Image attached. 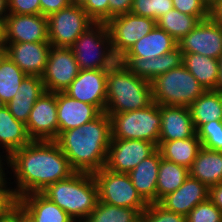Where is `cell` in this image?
Listing matches in <instances>:
<instances>
[{
    "label": "cell",
    "mask_w": 222,
    "mask_h": 222,
    "mask_svg": "<svg viewBox=\"0 0 222 222\" xmlns=\"http://www.w3.org/2000/svg\"><path fill=\"white\" fill-rule=\"evenodd\" d=\"M9 168L13 173L15 199L42 192L48 185L64 180L76 171L55 140H32L10 154Z\"/></svg>",
    "instance_id": "cell-1"
},
{
    "label": "cell",
    "mask_w": 222,
    "mask_h": 222,
    "mask_svg": "<svg viewBox=\"0 0 222 222\" xmlns=\"http://www.w3.org/2000/svg\"><path fill=\"white\" fill-rule=\"evenodd\" d=\"M55 141L76 172L94 173L106 164L111 142L110 116L102 112L91 122L63 131Z\"/></svg>",
    "instance_id": "cell-2"
},
{
    "label": "cell",
    "mask_w": 222,
    "mask_h": 222,
    "mask_svg": "<svg viewBox=\"0 0 222 222\" xmlns=\"http://www.w3.org/2000/svg\"><path fill=\"white\" fill-rule=\"evenodd\" d=\"M75 222H83L98 202V187L92 173L75 172L69 178L48 185L42 192Z\"/></svg>",
    "instance_id": "cell-3"
},
{
    "label": "cell",
    "mask_w": 222,
    "mask_h": 222,
    "mask_svg": "<svg viewBox=\"0 0 222 222\" xmlns=\"http://www.w3.org/2000/svg\"><path fill=\"white\" fill-rule=\"evenodd\" d=\"M153 102L151 82L130 72L119 60L108 69L105 113H123Z\"/></svg>",
    "instance_id": "cell-4"
},
{
    "label": "cell",
    "mask_w": 222,
    "mask_h": 222,
    "mask_svg": "<svg viewBox=\"0 0 222 222\" xmlns=\"http://www.w3.org/2000/svg\"><path fill=\"white\" fill-rule=\"evenodd\" d=\"M151 86L152 99L158 105L189 107L206 91L183 64L157 76Z\"/></svg>",
    "instance_id": "cell-5"
},
{
    "label": "cell",
    "mask_w": 222,
    "mask_h": 222,
    "mask_svg": "<svg viewBox=\"0 0 222 222\" xmlns=\"http://www.w3.org/2000/svg\"><path fill=\"white\" fill-rule=\"evenodd\" d=\"M107 114L111 121V139L149 141L158 147L161 115L160 105L154 101L142 109Z\"/></svg>",
    "instance_id": "cell-6"
},
{
    "label": "cell",
    "mask_w": 222,
    "mask_h": 222,
    "mask_svg": "<svg viewBox=\"0 0 222 222\" xmlns=\"http://www.w3.org/2000/svg\"><path fill=\"white\" fill-rule=\"evenodd\" d=\"M80 70L109 69L118 59L112 51L107 24L94 22L70 47Z\"/></svg>",
    "instance_id": "cell-7"
},
{
    "label": "cell",
    "mask_w": 222,
    "mask_h": 222,
    "mask_svg": "<svg viewBox=\"0 0 222 222\" xmlns=\"http://www.w3.org/2000/svg\"><path fill=\"white\" fill-rule=\"evenodd\" d=\"M92 174L98 187V201L137 209L140 213L148 207V203L132 184L128 173H116L103 167Z\"/></svg>",
    "instance_id": "cell-8"
},
{
    "label": "cell",
    "mask_w": 222,
    "mask_h": 222,
    "mask_svg": "<svg viewBox=\"0 0 222 222\" xmlns=\"http://www.w3.org/2000/svg\"><path fill=\"white\" fill-rule=\"evenodd\" d=\"M47 18L48 40L54 47L70 48L76 39L94 23L81 6L73 4Z\"/></svg>",
    "instance_id": "cell-9"
},
{
    "label": "cell",
    "mask_w": 222,
    "mask_h": 222,
    "mask_svg": "<svg viewBox=\"0 0 222 222\" xmlns=\"http://www.w3.org/2000/svg\"><path fill=\"white\" fill-rule=\"evenodd\" d=\"M112 51L120 60L133 45L149 34L156 26V20L135 15L131 12L111 18L107 23Z\"/></svg>",
    "instance_id": "cell-10"
},
{
    "label": "cell",
    "mask_w": 222,
    "mask_h": 222,
    "mask_svg": "<svg viewBox=\"0 0 222 222\" xmlns=\"http://www.w3.org/2000/svg\"><path fill=\"white\" fill-rule=\"evenodd\" d=\"M156 150L157 146L149 141L111 139L105 168L116 173H129Z\"/></svg>",
    "instance_id": "cell-11"
},
{
    "label": "cell",
    "mask_w": 222,
    "mask_h": 222,
    "mask_svg": "<svg viewBox=\"0 0 222 222\" xmlns=\"http://www.w3.org/2000/svg\"><path fill=\"white\" fill-rule=\"evenodd\" d=\"M79 71V65L71 48L52 46L42 76L46 91L64 92Z\"/></svg>",
    "instance_id": "cell-12"
},
{
    "label": "cell",
    "mask_w": 222,
    "mask_h": 222,
    "mask_svg": "<svg viewBox=\"0 0 222 222\" xmlns=\"http://www.w3.org/2000/svg\"><path fill=\"white\" fill-rule=\"evenodd\" d=\"M178 48L183 54L195 53L218 59L222 54V24L210 17L201 20L179 40Z\"/></svg>",
    "instance_id": "cell-13"
},
{
    "label": "cell",
    "mask_w": 222,
    "mask_h": 222,
    "mask_svg": "<svg viewBox=\"0 0 222 222\" xmlns=\"http://www.w3.org/2000/svg\"><path fill=\"white\" fill-rule=\"evenodd\" d=\"M32 140L58 138L57 93L46 91L34 103L26 123Z\"/></svg>",
    "instance_id": "cell-14"
},
{
    "label": "cell",
    "mask_w": 222,
    "mask_h": 222,
    "mask_svg": "<svg viewBox=\"0 0 222 222\" xmlns=\"http://www.w3.org/2000/svg\"><path fill=\"white\" fill-rule=\"evenodd\" d=\"M107 72L108 69L80 70L64 93L94 105L102 113L106 109Z\"/></svg>",
    "instance_id": "cell-15"
},
{
    "label": "cell",
    "mask_w": 222,
    "mask_h": 222,
    "mask_svg": "<svg viewBox=\"0 0 222 222\" xmlns=\"http://www.w3.org/2000/svg\"><path fill=\"white\" fill-rule=\"evenodd\" d=\"M48 18L44 15L8 14L5 43L49 42Z\"/></svg>",
    "instance_id": "cell-16"
},
{
    "label": "cell",
    "mask_w": 222,
    "mask_h": 222,
    "mask_svg": "<svg viewBox=\"0 0 222 222\" xmlns=\"http://www.w3.org/2000/svg\"><path fill=\"white\" fill-rule=\"evenodd\" d=\"M52 45L49 42L5 43V54L29 76L42 77Z\"/></svg>",
    "instance_id": "cell-17"
},
{
    "label": "cell",
    "mask_w": 222,
    "mask_h": 222,
    "mask_svg": "<svg viewBox=\"0 0 222 222\" xmlns=\"http://www.w3.org/2000/svg\"><path fill=\"white\" fill-rule=\"evenodd\" d=\"M209 199V187L190 175L175 191L157 203L164 209L186 216L197 204Z\"/></svg>",
    "instance_id": "cell-18"
},
{
    "label": "cell",
    "mask_w": 222,
    "mask_h": 222,
    "mask_svg": "<svg viewBox=\"0 0 222 222\" xmlns=\"http://www.w3.org/2000/svg\"><path fill=\"white\" fill-rule=\"evenodd\" d=\"M101 112L94 106L57 92L58 136L97 118Z\"/></svg>",
    "instance_id": "cell-19"
},
{
    "label": "cell",
    "mask_w": 222,
    "mask_h": 222,
    "mask_svg": "<svg viewBox=\"0 0 222 222\" xmlns=\"http://www.w3.org/2000/svg\"><path fill=\"white\" fill-rule=\"evenodd\" d=\"M159 141L188 139L196 134L189 107L160 105Z\"/></svg>",
    "instance_id": "cell-20"
},
{
    "label": "cell",
    "mask_w": 222,
    "mask_h": 222,
    "mask_svg": "<svg viewBox=\"0 0 222 222\" xmlns=\"http://www.w3.org/2000/svg\"><path fill=\"white\" fill-rule=\"evenodd\" d=\"M130 72L152 82L157 76L183 64V53L177 47L173 51L151 59L121 58L119 60Z\"/></svg>",
    "instance_id": "cell-21"
},
{
    "label": "cell",
    "mask_w": 222,
    "mask_h": 222,
    "mask_svg": "<svg viewBox=\"0 0 222 222\" xmlns=\"http://www.w3.org/2000/svg\"><path fill=\"white\" fill-rule=\"evenodd\" d=\"M161 158V153L157 149L128 173L132 184L148 204L157 202V180Z\"/></svg>",
    "instance_id": "cell-22"
},
{
    "label": "cell",
    "mask_w": 222,
    "mask_h": 222,
    "mask_svg": "<svg viewBox=\"0 0 222 222\" xmlns=\"http://www.w3.org/2000/svg\"><path fill=\"white\" fill-rule=\"evenodd\" d=\"M44 92L46 89L42 77L27 75L6 106L16 120L26 124L34 103Z\"/></svg>",
    "instance_id": "cell-23"
},
{
    "label": "cell",
    "mask_w": 222,
    "mask_h": 222,
    "mask_svg": "<svg viewBox=\"0 0 222 222\" xmlns=\"http://www.w3.org/2000/svg\"><path fill=\"white\" fill-rule=\"evenodd\" d=\"M16 201L35 222H75L70 215L41 192L23 195Z\"/></svg>",
    "instance_id": "cell-24"
},
{
    "label": "cell",
    "mask_w": 222,
    "mask_h": 222,
    "mask_svg": "<svg viewBox=\"0 0 222 222\" xmlns=\"http://www.w3.org/2000/svg\"><path fill=\"white\" fill-rule=\"evenodd\" d=\"M178 42L165 30L156 26L149 34L138 40L122 58L151 59L169 53Z\"/></svg>",
    "instance_id": "cell-25"
},
{
    "label": "cell",
    "mask_w": 222,
    "mask_h": 222,
    "mask_svg": "<svg viewBox=\"0 0 222 222\" xmlns=\"http://www.w3.org/2000/svg\"><path fill=\"white\" fill-rule=\"evenodd\" d=\"M190 176L208 187L222 182V152L202 147L189 169Z\"/></svg>",
    "instance_id": "cell-26"
},
{
    "label": "cell",
    "mask_w": 222,
    "mask_h": 222,
    "mask_svg": "<svg viewBox=\"0 0 222 222\" xmlns=\"http://www.w3.org/2000/svg\"><path fill=\"white\" fill-rule=\"evenodd\" d=\"M31 141L26 124L16 120L6 105L2 107L0 109V147H3L2 152L10 155Z\"/></svg>",
    "instance_id": "cell-27"
},
{
    "label": "cell",
    "mask_w": 222,
    "mask_h": 222,
    "mask_svg": "<svg viewBox=\"0 0 222 222\" xmlns=\"http://www.w3.org/2000/svg\"><path fill=\"white\" fill-rule=\"evenodd\" d=\"M201 148L202 143L197 134L188 139L159 141L157 147L163 159L182 165L188 169L191 168Z\"/></svg>",
    "instance_id": "cell-28"
},
{
    "label": "cell",
    "mask_w": 222,
    "mask_h": 222,
    "mask_svg": "<svg viewBox=\"0 0 222 222\" xmlns=\"http://www.w3.org/2000/svg\"><path fill=\"white\" fill-rule=\"evenodd\" d=\"M183 65L206 90H215L218 83V60L204 55L183 54Z\"/></svg>",
    "instance_id": "cell-29"
},
{
    "label": "cell",
    "mask_w": 222,
    "mask_h": 222,
    "mask_svg": "<svg viewBox=\"0 0 222 222\" xmlns=\"http://www.w3.org/2000/svg\"><path fill=\"white\" fill-rule=\"evenodd\" d=\"M195 130L210 121L222 120V94L206 90L190 106Z\"/></svg>",
    "instance_id": "cell-30"
},
{
    "label": "cell",
    "mask_w": 222,
    "mask_h": 222,
    "mask_svg": "<svg viewBox=\"0 0 222 222\" xmlns=\"http://www.w3.org/2000/svg\"><path fill=\"white\" fill-rule=\"evenodd\" d=\"M190 175L189 169L161 158L157 180V202L175 192Z\"/></svg>",
    "instance_id": "cell-31"
},
{
    "label": "cell",
    "mask_w": 222,
    "mask_h": 222,
    "mask_svg": "<svg viewBox=\"0 0 222 222\" xmlns=\"http://www.w3.org/2000/svg\"><path fill=\"white\" fill-rule=\"evenodd\" d=\"M27 75L5 54L0 60V99L6 105Z\"/></svg>",
    "instance_id": "cell-32"
},
{
    "label": "cell",
    "mask_w": 222,
    "mask_h": 222,
    "mask_svg": "<svg viewBox=\"0 0 222 222\" xmlns=\"http://www.w3.org/2000/svg\"><path fill=\"white\" fill-rule=\"evenodd\" d=\"M200 21L198 17L180 13L178 10L172 9L161 16L156 21V24L179 42V40L188 35Z\"/></svg>",
    "instance_id": "cell-33"
},
{
    "label": "cell",
    "mask_w": 222,
    "mask_h": 222,
    "mask_svg": "<svg viewBox=\"0 0 222 222\" xmlns=\"http://www.w3.org/2000/svg\"><path fill=\"white\" fill-rule=\"evenodd\" d=\"M137 209L118 207L98 201L95 209L83 222H140Z\"/></svg>",
    "instance_id": "cell-34"
},
{
    "label": "cell",
    "mask_w": 222,
    "mask_h": 222,
    "mask_svg": "<svg viewBox=\"0 0 222 222\" xmlns=\"http://www.w3.org/2000/svg\"><path fill=\"white\" fill-rule=\"evenodd\" d=\"M172 9V0H133L131 13L157 21Z\"/></svg>",
    "instance_id": "cell-35"
},
{
    "label": "cell",
    "mask_w": 222,
    "mask_h": 222,
    "mask_svg": "<svg viewBox=\"0 0 222 222\" xmlns=\"http://www.w3.org/2000/svg\"><path fill=\"white\" fill-rule=\"evenodd\" d=\"M202 147L222 152V120L210 121L196 130Z\"/></svg>",
    "instance_id": "cell-36"
},
{
    "label": "cell",
    "mask_w": 222,
    "mask_h": 222,
    "mask_svg": "<svg viewBox=\"0 0 222 222\" xmlns=\"http://www.w3.org/2000/svg\"><path fill=\"white\" fill-rule=\"evenodd\" d=\"M186 222H222V212L208 199L186 215Z\"/></svg>",
    "instance_id": "cell-37"
},
{
    "label": "cell",
    "mask_w": 222,
    "mask_h": 222,
    "mask_svg": "<svg viewBox=\"0 0 222 222\" xmlns=\"http://www.w3.org/2000/svg\"><path fill=\"white\" fill-rule=\"evenodd\" d=\"M140 222H186V216L164 209L157 202L149 203Z\"/></svg>",
    "instance_id": "cell-38"
},
{
    "label": "cell",
    "mask_w": 222,
    "mask_h": 222,
    "mask_svg": "<svg viewBox=\"0 0 222 222\" xmlns=\"http://www.w3.org/2000/svg\"><path fill=\"white\" fill-rule=\"evenodd\" d=\"M173 8L180 13L198 17L200 20L209 18V7L203 0H172Z\"/></svg>",
    "instance_id": "cell-39"
},
{
    "label": "cell",
    "mask_w": 222,
    "mask_h": 222,
    "mask_svg": "<svg viewBox=\"0 0 222 222\" xmlns=\"http://www.w3.org/2000/svg\"><path fill=\"white\" fill-rule=\"evenodd\" d=\"M81 7L94 22L109 21V0H86Z\"/></svg>",
    "instance_id": "cell-40"
},
{
    "label": "cell",
    "mask_w": 222,
    "mask_h": 222,
    "mask_svg": "<svg viewBox=\"0 0 222 222\" xmlns=\"http://www.w3.org/2000/svg\"><path fill=\"white\" fill-rule=\"evenodd\" d=\"M8 13L20 15L40 14V0H8Z\"/></svg>",
    "instance_id": "cell-41"
},
{
    "label": "cell",
    "mask_w": 222,
    "mask_h": 222,
    "mask_svg": "<svg viewBox=\"0 0 222 222\" xmlns=\"http://www.w3.org/2000/svg\"><path fill=\"white\" fill-rule=\"evenodd\" d=\"M70 4V0H40V14L49 17Z\"/></svg>",
    "instance_id": "cell-42"
},
{
    "label": "cell",
    "mask_w": 222,
    "mask_h": 222,
    "mask_svg": "<svg viewBox=\"0 0 222 222\" xmlns=\"http://www.w3.org/2000/svg\"><path fill=\"white\" fill-rule=\"evenodd\" d=\"M133 0H109V20L131 12Z\"/></svg>",
    "instance_id": "cell-43"
},
{
    "label": "cell",
    "mask_w": 222,
    "mask_h": 222,
    "mask_svg": "<svg viewBox=\"0 0 222 222\" xmlns=\"http://www.w3.org/2000/svg\"><path fill=\"white\" fill-rule=\"evenodd\" d=\"M9 185L11 184H0V215L16 202Z\"/></svg>",
    "instance_id": "cell-44"
},
{
    "label": "cell",
    "mask_w": 222,
    "mask_h": 222,
    "mask_svg": "<svg viewBox=\"0 0 222 222\" xmlns=\"http://www.w3.org/2000/svg\"><path fill=\"white\" fill-rule=\"evenodd\" d=\"M209 199L222 212V182L209 187Z\"/></svg>",
    "instance_id": "cell-45"
},
{
    "label": "cell",
    "mask_w": 222,
    "mask_h": 222,
    "mask_svg": "<svg viewBox=\"0 0 222 222\" xmlns=\"http://www.w3.org/2000/svg\"><path fill=\"white\" fill-rule=\"evenodd\" d=\"M0 222H19V203L17 201L0 215Z\"/></svg>",
    "instance_id": "cell-46"
},
{
    "label": "cell",
    "mask_w": 222,
    "mask_h": 222,
    "mask_svg": "<svg viewBox=\"0 0 222 222\" xmlns=\"http://www.w3.org/2000/svg\"><path fill=\"white\" fill-rule=\"evenodd\" d=\"M3 153L0 152V184H7V183H11V182H7L10 178H7L6 174H5V169H9V161H10V155L9 154H5V155H2ZM4 157V158H3ZM7 163V167L4 168L6 166V163ZM5 165V166H3Z\"/></svg>",
    "instance_id": "cell-47"
},
{
    "label": "cell",
    "mask_w": 222,
    "mask_h": 222,
    "mask_svg": "<svg viewBox=\"0 0 222 222\" xmlns=\"http://www.w3.org/2000/svg\"><path fill=\"white\" fill-rule=\"evenodd\" d=\"M209 17L222 24V0H218L209 8Z\"/></svg>",
    "instance_id": "cell-48"
},
{
    "label": "cell",
    "mask_w": 222,
    "mask_h": 222,
    "mask_svg": "<svg viewBox=\"0 0 222 222\" xmlns=\"http://www.w3.org/2000/svg\"><path fill=\"white\" fill-rule=\"evenodd\" d=\"M218 65H219V71H218V83L215 87V91L222 94V54L218 57Z\"/></svg>",
    "instance_id": "cell-49"
},
{
    "label": "cell",
    "mask_w": 222,
    "mask_h": 222,
    "mask_svg": "<svg viewBox=\"0 0 222 222\" xmlns=\"http://www.w3.org/2000/svg\"><path fill=\"white\" fill-rule=\"evenodd\" d=\"M19 222H35L34 219L19 204Z\"/></svg>",
    "instance_id": "cell-50"
},
{
    "label": "cell",
    "mask_w": 222,
    "mask_h": 222,
    "mask_svg": "<svg viewBox=\"0 0 222 222\" xmlns=\"http://www.w3.org/2000/svg\"><path fill=\"white\" fill-rule=\"evenodd\" d=\"M8 14V0H0V19L5 20Z\"/></svg>",
    "instance_id": "cell-51"
},
{
    "label": "cell",
    "mask_w": 222,
    "mask_h": 222,
    "mask_svg": "<svg viewBox=\"0 0 222 222\" xmlns=\"http://www.w3.org/2000/svg\"><path fill=\"white\" fill-rule=\"evenodd\" d=\"M5 46V20L0 19V48Z\"/></svg>",
    "instance_id": "cell-52"
},
{
    "label": "cell",
    "mask_w": 222,
    "mask_h": 222,
    "mask_svg": "<svg viewBox=\"0 0 222 222\" xmlns=\"http://www.w3.org/2000/svg\"><path fill=\"white\" fill-rule=\"evenodd\" d=\"M86 0H70V3L77 6H82Z\"/></svg>",
    "instance_id": "cell-53"
},
{
    "label": "cell",
    "mask_w": 222,
    "mask_h": 222,
    "mask_svg": "<svg viewBox=\"0 0 222 222\" xmlns=\"http://www.w3.org/2000/svg\"><path fill=\"white\" fill-rule=\"evenodd\" d=\"M204 3L210 8L213 6L218 0H203Z\"/></svg>",
    "instance_id": "cell-54"
},
{
    "label": "cell",
    "mask_w": 222,
    "mask_h": 222,
    "mask_svg": "<svg viewBox=\"0 0 222 222\" xmlns=\"http://www.w3.org/2000/svg\"><path fill=\"white\" fill-rule=\"evenodd\" d=\"M5 55V49L4 48H0V60L1 58Z\"/></svg>",
    "instance_id": "cell-55"
},
{
    "label": "cell",
    "mask_w": 222,
    "mask_h": 222,
    "mask_svg": "<svg viewBox=\"0 0 222 222\" xmlns=\"http://www.w3.org/2000/svg\"><path fill=\"white\" fill-rule=\"evenodd\" d=\"M5 106V104L3 103V101L0 99V109L2 108V107H4Z\"/></svg>",
    "instance_id": "cell-56"
}]
</instances>
